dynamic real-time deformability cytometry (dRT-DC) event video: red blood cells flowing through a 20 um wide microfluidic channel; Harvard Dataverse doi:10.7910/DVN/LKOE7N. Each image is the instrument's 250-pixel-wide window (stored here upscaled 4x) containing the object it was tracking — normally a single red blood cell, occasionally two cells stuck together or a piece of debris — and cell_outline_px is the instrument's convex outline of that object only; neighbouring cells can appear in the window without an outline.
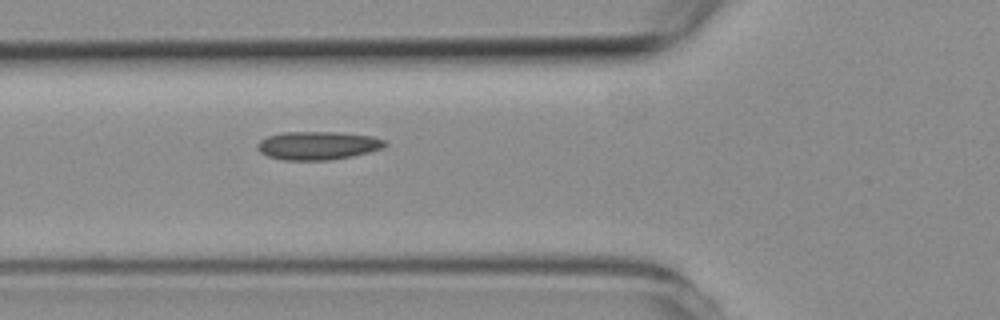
{"species": "common noctule bat (a hibernating species)", "species_latin": "Nyctalus noctula", "temperature_condition": "room temperature", "stored_images_in_passage": 3, "camera_frame_rate_fps": 3000, "um_per_image_px": 0.085, "animal": {"sex": "female", "body_mass_g": 19.3, "forearm_length_mm": 54.1}, "frame": {"image": 1, "passage_image": 3, "time_ms": 2.333, "image_size_px": [1000, 320], "cell_outline_px": [[388, 144], [380, 148], [368, 152], [352, 156], [328, 160], [284, 160], [268, 156], [260, 152], [256, 148], [260, 140], [268, 136], [284, 132], [336, 132], [372, 136], [384, 140]], "centroid_in_image_um": [26.99, 12.37], "position_along_channel_um": 98.8, "area_um2": 20.87}}